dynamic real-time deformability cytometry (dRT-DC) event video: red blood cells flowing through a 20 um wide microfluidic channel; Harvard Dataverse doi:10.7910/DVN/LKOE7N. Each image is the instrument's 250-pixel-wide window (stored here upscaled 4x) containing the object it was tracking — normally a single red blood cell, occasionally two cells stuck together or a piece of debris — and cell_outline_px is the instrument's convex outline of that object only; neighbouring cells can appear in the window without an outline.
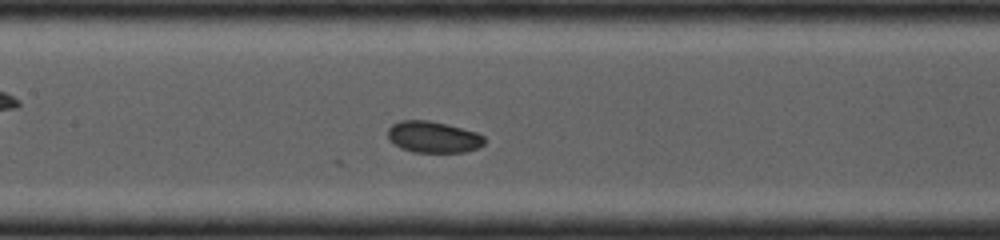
{"species": "common noctule bat (a hibernating species)", "species_latin": "Nyctalus noctula", "temperature_condition": "cold", "stored_images_in_passage": 14, "camera_frame_rate_fps": 4000, "um_per_image_px": 0.085, "animal": {"sex": "female", "body_mass_g": 19.0, "forearm_length_mm": 53.3}, "frame": {"image": 1, "passage_image": 11, "time_ms": 4.75, "image_size_px": [1000, 240], "cell_outline_px": [[484, 144], [476, 148], [464, 152], [412, 152], [400, 148], [388, 140], [388, 128], [392, 124], [400, 120], [428, 120], [476, 132], [484, 136]], "centroid_in_image_um": [36.77, 11.65], "position_along_channel_um": 170.6, "area_um2": 17.63}}
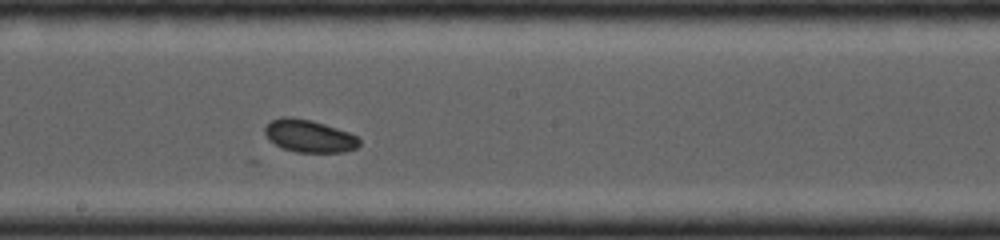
{"frame": {"image": 2, "passage_image": 14, "time_ms": 5.75, "image_size_px": [1000, 240], "cell_outline_px": [[360, 144], [356, 148], [344, 152], [296, 152], [284, 148], [276, 144], [264, 132], [264, 128], [272, 120], [280, 116], [288, 116], [312, 120], [348, 132], [356, 136], [360, 140]], "centroid_in_image_um": [26.29, 11.55], "position_along_channel_um": 221.9, "area_um2": 17.69}}